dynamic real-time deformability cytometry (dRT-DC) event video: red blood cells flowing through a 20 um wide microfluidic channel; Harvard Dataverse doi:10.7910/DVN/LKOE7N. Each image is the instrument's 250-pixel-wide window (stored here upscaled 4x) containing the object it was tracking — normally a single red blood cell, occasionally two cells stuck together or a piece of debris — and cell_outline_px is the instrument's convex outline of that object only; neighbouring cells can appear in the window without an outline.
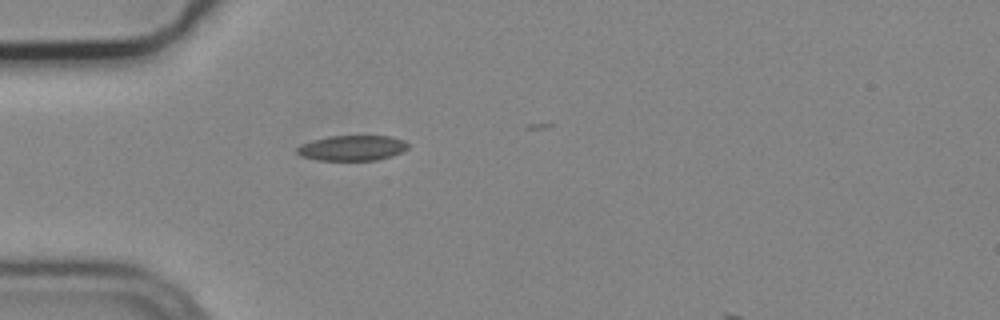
{"species": "common noctule bat (a hibernating species)", "species_latin": "Nyctalus noctula", "temperature_condition": "cold", "stored_images_in_passage": 2, "camera_frame_rate_fps": 3000, "um_per_image_px": 0.085, "animal": {"sex": "male", "body_mass_g": 19.2, "forearm_length_mm": 51.8}, "frame": {"image": 1, "passage_image": 1, "time_ms": 0.0, "image_size_px": [1000, 320], "cell_outline_px": [[408, 148], [392, 156], [376, 160], [316, 160], [300, 156], [296, 152], [296, 148], [312, 140], [328, 136], [392, 136], [404, 140], [408, 144]], "centroid_in_image_um": [29.93, 12.58], "position_along_channel_um": 55.1, "area_um2": 16.36}}